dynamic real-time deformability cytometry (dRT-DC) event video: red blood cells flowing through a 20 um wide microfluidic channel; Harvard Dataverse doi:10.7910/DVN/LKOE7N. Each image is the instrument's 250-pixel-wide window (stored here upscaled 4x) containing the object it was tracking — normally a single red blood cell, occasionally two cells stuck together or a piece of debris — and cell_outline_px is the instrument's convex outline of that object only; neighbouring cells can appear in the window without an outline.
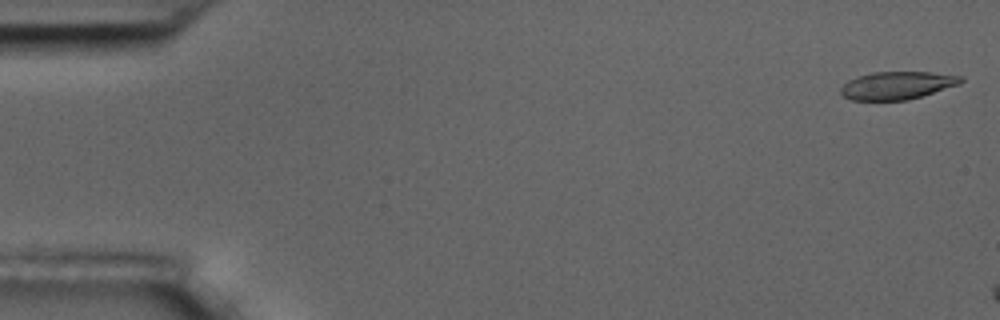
{"species": "common noctule bat (a hibernating species)", "species_latin": "Nyctalus noctula", "temperature_condition": "room temperature", "stored_images_in_passage": 8, "camera_frame_rate_fps": 3000, "um_per_image_px": 0.085, "animal": {"sex": "male", "body_mass_g": 17.5, "forearm_length_mm": 52.3}, "frame": {"image": 1, "passage_image": 1, "time_ms": 0.0, "image_size_px": [1000, 320], "cell_outline_px": [[964, 80], [960, 84], [908, 100], [852, 100], [844, 96], [840, 92], [840, 88], [848, 80], [856, 76], [872, 72], [932, 72], [964, 76]], "centroid_in_image_um": [76.27, 7.25], "position_along_channel_um": 8.7, "area_um2": 19.54}}